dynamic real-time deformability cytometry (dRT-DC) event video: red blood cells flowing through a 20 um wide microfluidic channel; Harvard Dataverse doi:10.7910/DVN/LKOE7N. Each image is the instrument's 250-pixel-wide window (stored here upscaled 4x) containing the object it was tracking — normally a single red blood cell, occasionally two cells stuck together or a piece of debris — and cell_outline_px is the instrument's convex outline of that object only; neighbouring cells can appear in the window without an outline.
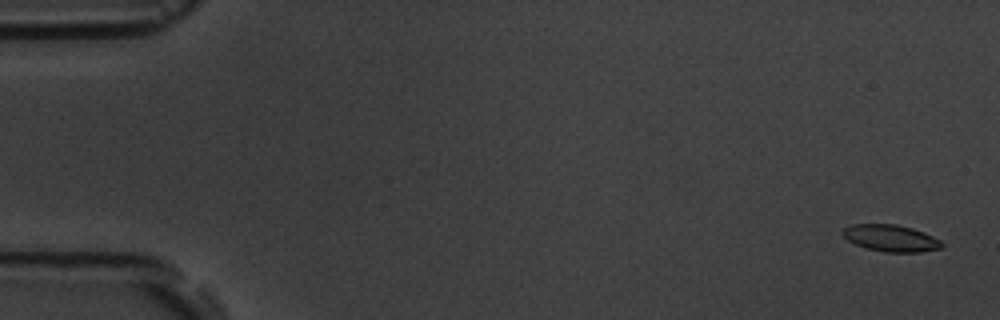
{"species": "common noctule bat (a hibernating species)", "species_latin": "Nyctalus noctula", "temperature_condition": "room temperature", "stored_images_in_passage": 5, "segment_of_instrument_passage": [2, 2], "camera_frame_rate_fps": 3000, "um_per_image_px": 0.085, "animal": {"sex": "male", "body_mass_g": 19.5, "forearm_length_mm": 54.6}, "frame": {"image": 1, "passage_image": 5, "time_ms": 5.333, "image_size_px": [1000, 320], "cell_outline_px": [[944, 248], [920, 252], [884, 252], [868, 248], [856, 244], [848, 240], [840, 232], [844, 228], [852, 224], [896, 224], [912, 228], [924, 232], [940, 240], [944, 244]], "centroid_in_image_um": [75.75, 20.24], "position_along_channel_um": 9.3, "area_um2": 15.49}}